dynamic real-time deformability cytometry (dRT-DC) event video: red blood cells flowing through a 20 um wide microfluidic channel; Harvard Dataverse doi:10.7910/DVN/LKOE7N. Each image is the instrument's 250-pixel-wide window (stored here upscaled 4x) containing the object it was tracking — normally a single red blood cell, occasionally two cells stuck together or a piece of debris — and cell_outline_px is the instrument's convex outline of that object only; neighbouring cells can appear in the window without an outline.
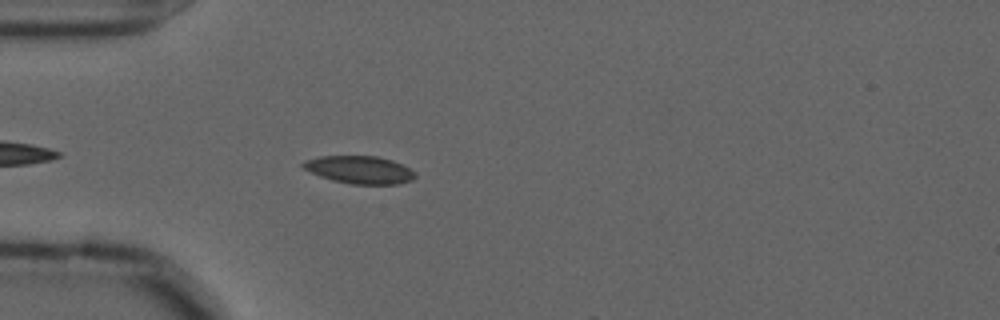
{"species": "common noctule bat (a hibernating species)", "species_latin": "Nyctalus noctula", "temperature_condition": "cold", "stored_images_in_passage": 9, "camera_frame_rate_fps": 3000, "um_per_image_px": 0.085, "animal": {"sex": "male", "forearm_length_mm": 52.5}, "frame": {"image": 1, "passage_image": 5, "time_ms": 1.333, "image_size_px": [1000, 320], "cell_outline_px": [[416, 176], [412, 180], [400, 184], [352, 184], [332, 180], [320, 176], [304, 168], [300, 164], [304, 160], [320, 156], [376, 156], [392, 160], [416, 172]], "centroid_in_image_um": [30.57, 14.43], "position_along_channel_um": 54.4, "area_um2": 18.03}}